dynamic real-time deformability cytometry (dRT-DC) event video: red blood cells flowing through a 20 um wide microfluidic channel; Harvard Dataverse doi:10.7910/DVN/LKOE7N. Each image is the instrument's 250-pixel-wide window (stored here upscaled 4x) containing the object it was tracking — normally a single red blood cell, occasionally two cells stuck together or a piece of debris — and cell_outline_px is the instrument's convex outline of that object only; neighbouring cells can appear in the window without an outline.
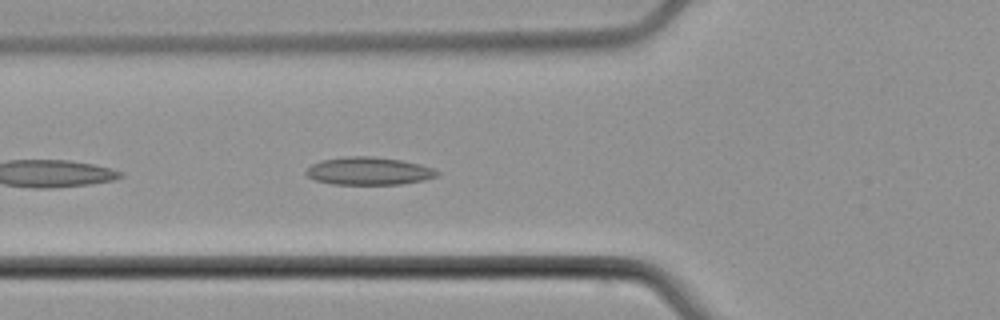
{"species": "common noctule bat (a hibernating species)", "species_latin": "Nyctalus noctula", "temperature_condition": "cold", "stored_images_in_passage": 5, "camera_frame_rate_fps": 3000, "um_per_image_px": 0.085, "animal": {"sex": "male", "body_mass_g": 21.5, "forearm_length_mm": 52.0}, "frame": {"image": 1, "passage_image": 5, "time_ms": 4.667, "image_size_px": [1000, 320], "cell_outline_px": [[440, 176], [424, 180], [400, 184], [332, 184], [316, 180], [308, 176], [304, 172], [312, 164], [320, 160], [340, 156], [372, 156], [400, 160], [420, 164], [432, 168], [440, 172]], "centroid_in_image_um": [31.35, 14.53], "position_along_channel_um": 94.5, "area_um2": 21.33}}